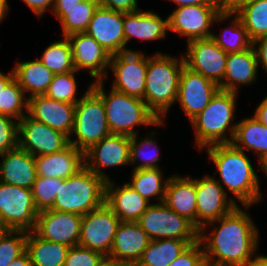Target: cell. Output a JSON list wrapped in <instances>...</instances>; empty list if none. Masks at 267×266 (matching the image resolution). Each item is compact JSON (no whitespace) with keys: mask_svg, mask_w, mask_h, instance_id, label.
I'll return each instance as SVG.
<instances>
[{"mask_svg":"<svg viewBox=\"0 0 267 266\" xmlns=\"http://www.w3.org/2000/svg\"><path fill=\"white\" fill-rule=\"evenodd\" d=\"M210 235L206 229L213 227ZM259 232L249 213L235 206L228 214L199 230L207 263L217 266H246L257 253Z\"/></svg>","mask_w":267,"mask_h":266,"instance_id":"1","label":"cell"},{"mask_svg":"<svg viewBox=\"0 0 267 266\" xmlns=\"http://www.w3.org/2000/svg\"><path fill=\"white\" fill-rule=\"evenodd\" d=\"M203 150H207L216 173L220 175L221 180H216L224 184L223 189L227 195L226 188L234 195L233 201L236 204L235 199L241 202L243 208H250L262 200L259 176L245 151L232 144L211 145Z\"/></svg>","mask_w":267,"mask_h":266,"instance_id":"2","label":"cell"},{"mask_svg":"<svg viewBox=\"0 0 267 266\" xmlns=\"http://www.w3.org/2000/svg\"><path fill=\"white\" fill-rule=\"evenodd\" d=\"M184 66L183 54L176 58L156 52L148 57L143 101L159 120H164L177 101L180 74Z\"/></svg>","mask_w":267,"mask_h":266,"instance_id":"3","label":"cell"},{"mask_svg":"<svg viewBox=\"0 0 267 266\" xmlns=\"http://www.w3.org/2000/svg\"><path fill=\"white\" fill-rule=\"evenodd\" d=\"M105 81L91 83V88L102 98L106 112L107 125L111 134L132 137L138 134L135 126L165 125L164 120L148 108L142 99L128 96L111 88L108 94L104 91Z\"/></svg>","mask_w":267,"mask_h":266,"instance_id":"4","label":"cell"},{"mask_svg":"<svg viewBox=\"0 0 267 266\" xmlns=\"http://www.w3.org/2000/svg\"><path fill=\"white\" fill-rule=\"evenodd\" d=\"M237 94L219 90L206 108L190 121L200 151L211 145L231 144L237 126L234 122Z\"/></svg>","mask_w":267,"mask_h":266,"instance_id":"5","label":"cell"},{"mask_svg":"<svg viewBox=\"0 0 267 266\" xmlns=\"http://www.w3.org/2000/svg\"><path fill=\"white\" fill-rule=\"evenodd\" d=\"M106 180L85 165L67 179H62L53 206L61 212L83 216L105 203Z\"/></svg>","mask_w":267,"mask_h":266,"instance_id":"6","label":"cell"},{"mask_svg":"<svg viewBox=\"0 0 267 266\" xmlns=\"http://www.w3.org/2000/svg\"><path fill=\"white\" fill-rule=\"evenodd\" d=\"M72 134L76 136V139L69 138L70 144L83 153L111 134L107 125L103 100L91 88V84L75 104Z\"/></svg>","mask_w":267,"mask_h":266,"instance_id":"7","label":"cell"},{"mask_svg":"<svg viewBox=\"0 0 267 266\" xmlns=\"http://www.w3.org/2000/svg\"><path fill=\"white\" fill-rule=\"evenodd\" d=\"M231 12L224 5H191L175 8L168 15L169 31L186 37V42L211 38V26L229 20ZM229 18V19H228Z\"/></svg>","mask_w":267,"mask_h":266,"instance_id":"8","label":"cell"},{"mask_svg":"<svg viewBox=\"0 0 267 266\" xmlns=\"http://www.w3.org/2000/svg\"><path fill=\"white\" fill-rule=\"evenodd\" d=\"M137 222L151 240L171 238L186 240L189 244L198 241L199 230L164 202L150 204Z\"/></svg>","mask_w":267,"mask_h":266,"instance_id":"9","label":"cell"},{"mask_svg":"<svg viewBox=\"0 0 267 266\" xmlns=\"http://www.w3.org/2000/svg\"><path fill=\"white\" fill-rule=\"evenodd\" d=\"M38 214L31 189L0 181V217L10 230L33 231Z\"/></svg>","mask_w":267,"mask_h":266,"instance_id":"10","label":"cell"},{"mask_svg":"<svg viewBox=\"0 0 267 266\" xmlns=\"http://www.w3.org/2000/svg\"><path fill=\"white\" fill-rule=\"evenodd\" d=\"M120 223V218L104 203L82 216L78 245L108 257Z\"/></svg>","mask_w":267,"mask_h":266,"instance_id":"11","label":"cell"},{"mask_svg":"<svg viewBox=\"0 0 267 266\" xmlns=\"http://www.w3.org/2000/svg\"><path fill=\"white\" fill-rule=\"evenodd\" d=\"M148 57L142 51L111 55L110 69L115 76L111 88L144 100Z\"/></svg>","mask_w":267,"mask_h":266,"instance_id":"12","label":"cell"},{"mask_svg":"<svg viewBox=\"0 0 267 266\" xmlns=\"http://www.w3.org/2000/svg\"><path fill=\"white\" fill-rule=\"evenodd\" d=\"M69 144L67 135L28 114L18 121V147L34 157L61 151Z\"/></svg>","mask_w":267,"mask_h":266,"instance_id":"13","label":"cell"},{"mask_svg":"<svg viewBox=\"0 0 267 266\" xmlns=\"http://www.w3.org/2000/svg\"><path fill=\"white\" fill-rule=\"evenodd\" d=\"M227 56L212 38L187 42L186 53L183 55L187 68L217 85L223 82Z\"/></svg>","mask_w":267,"mask_h":266,"instance_id":"14","label":"cell"},{"mask_svg":"<svg viewBox=\"0 0 267 266\" xmlns=\"http://www.w3.org/2000/svg\"><path fill=\"white\" fill-rule=\"evenodd\" d=\"M197 229L228 214L236 204L211 174L196 179ZM231 197V198H229Z\"/></svg>","mask_w":267,"mask_h":266,"instance_id":"15","label":"cell"},{"mask_svg":"<svg viewBox=\"0 0 267 266\" xmlns=\"http://www.w3.org/2000/svg\"><path fill=\"white\" fill-rule=\"evenodd\" d=\"M131 137L110 134L84 153L85 166L106 181L110 176L103 171L106 167L130 164Z\"/></svg>","mask_w":267,"mask_h":266,"instance_id":"16","label":"cell"},{"mask_svg":"<svg viewBox=\"0 0 267 266\" xmlns=\"http://www.w3.org/2000/svg\"><path fill=\"white\" fill-rule=\"evenodd\" d=\"M81 223V215L46 209L39 212L33 231L40 238L72 247L79 244Z\"/></svg>","mask_w":267,"mask_h":266,"instance_id":"17","label":"cell"},{"mask_svg":"<svg viewBox=\"0 0 267 266\" xmlns=\"http://www.w3.org/2000/svg\"><path fill=\"white\" fill-rule=\"evenodd\" d=\"M219 90L215 82L184 66L179 79L177 102L191 121L206 108Z\"/></svg>","mask_w":267,"mask_h":266,"instance_id":"18","label":"cell"},{"mask_svg":"<svg viewBox=\"0 0 267 266\" xmlns=\"http://www.w3.org/2000/svg\"><path fill=\"white\" fill-rule=\"evenodd\" d=\"M70 41L73 63L77 72L86 70L95 81L108 78L107 68L111 55L86 32L74 33L67 37Z\"/></svg>","mask_w":267,"mask_h":266,"instance_id":"19","label":"cell"},{"mask_svg":"<svg viewBox=\"0 0 267 266\" xmlns=\"http://www.w3.org/2000/svg\"><path fill=\"white\" fill-rule=\"evenodd\" d=\"M124 13L99 6L95 11L86 33L94 38L110 55L126 51L123 33Z\"/></svg>","mask_w":267,"mask_h":266,"instance_id":"20","label":"cell"},{"mask_svg":"<svg viewBox=\"0 0 267 266\" xmlns=\"http://www.w3.org/2000/svg\"><path fill=\"white\" fill-rule=\"evenodd\" d=\"M28 115L71 138L75 104L56 101L45 95H36L28 98Z\"/></svg>","mask_w":267,"mask_h":266,"instance_id":"21","label":"cell"},{"mask_svg":"<svg viewBox=\"0 0 267 266\" xmlns=\"http://www.w3.org/2000/svg\"><path fill=\"white\" fill-rule=\"evenodd\" d=\"M150 242V237L138 222H121L108 257L118 263L135 266Z\"/></svg>","mask_w":267,"mask_h":266,"instance_id":"22","label":"cell"},{"mask_svg":"<svg viewBox=\"0 0 267 266\" xmlns=\"http://www.w3.org/2000/svg\"><path fill=\"white\" fill-rule=\"evenodd\" d=\"M105 204L120 218L121 222H137L151 204L137 191L124 183L115 186L111 179L106 181Z\"/></svg>","mask_w":267,"mask_h":266,"instance_id":"23","label":"cell"},{"mask_svg":"<svg viewBox=\"0 0 267 266\" xmlns=\"http://www.w3.org/2000/svg\"><path fill=\"white\" fill-rule=\"evenodd\" d=\"M164 203L197 228L196 178L177 174L169 176Z\"/></svg>","mask_w":267,"mask_h":266,"instance_id":"24","label":"cell"},{"mask_svg":"<svg viewBox=\"0 0 267 266\" xmlns=\"http://www.w3.org/2000/svg\"><path fill=\"white\" fill-rule=\"evenodd\" d=\"M0 157V181L31 189L38 176L34 156L17 147L0 154Z\"/></svg>","mask_w":267,"mask_h":266,"instance_id":"25","label":"cell"},{"mask_svg":"<svg viewBox=\"0 0 267 266\" xmlns=\"http://www.w3.org/2000/svg\"><path fill=\"white\" fill-rule=\"evenodd\" d=\"M258 68L253 46L241 52L228 53L220 90L239 93L241 86L256 82Z\"/></svg>","mask_w":267,"mask_h":266,"instance_id":"26","label":"cell"},{"mask_svg":"<svg viewBox=\"0 0 267 266\" xmlns=\"http://www.w3.org/2000/svg\"><path fill=\"white\" fill-rule=\"evenodd\" d=\"M34 160L37 175L47 178L67 179L85 165L84 153L72 144L52 154L35 156Z\"/></svg>","mask_w":267,"mask_h":266,"instance_id":"27","label":"cell"},{"mask_svg":"<svg viewBox=\"0 0 267 266\" xmlns=\"http://www.w3.org/2000/svg\"><path fill=\"white\" fill-rule=\"evenodd\" d=\"M169 31L168 16L164 20L152 11L124 13L123 33L127 45L133 38L144 41L165 39Z\"/></svg>","mask_w":267,"mask_h":266,"instance_id":"28","label":"cell"},{"mask_svg":"<svg viewBox=\"0 0 267 266\" xmlns=\"http://www.w3.org/2000/svg\"><path fill=\"white\" fill-rule=\"evenodd\" d=\"M14 78L23 89L27 99L36 95H45L54 74L41 63L39 58L32 61L16 62L12 68ZM28 92V93H27Z\"/></svg>","mask_w":267,"mask_h":266,"instance_id":"29","label":"cell"},{"mask_svg":"<svg viewBox=\"0 0 267 266\" xmlns=\"http://www.w3.org/2000/svg\"><path fill=\"white\" fill-rule=\"evenodd\" d=\"M70 247L40 238L34 231L27 232L26 252L32 266H64Z\"/></svg>","mask_w":267,"mask_h":266,"instance_id":"30","label":"cell"},{"mask_svg":"<svg viewBox=\"0 0 267 266\" xmlns=\"http://www.w3.org/2000/svg\"><path fill=\"white\" fill-rule=\"evenodd\" d=\"M231 144L242 151L250 149L256 152L260 161L267 155V127L254 116L237 121Z\"/></svg>","mask_w":267,"mask_h":266,"instance_id":"31","label":"cell"},{"mask_svg":"<svg viewBox=\"0 0 267 266\" xmlns=\"http://www.w3.org/2000/svg\"><path fill=\"white\" fill-rule=\"evenodd\" d=\"M189 245L180 239L151 240L135 266H168Z\"/></svg>","mask_w":267,"mask_h":266,"instance_id":"32","label":"cell"},{"mask_svg":"<svg viewBox=\"0 0 267 266\" xmlns=\"http://www.w3.org/2000/svg\"><path fill=\"white\" fill-rule=\"evenodd\" d=\"M99 4L81 1L77 6L64 7V10H52L62 26L63 37L74 33L86 32Z\"/></svg>","mask_w":267,"mask_h":266,"instance_id":"33","label":"cell"},{"mask_svg":"<svg viewBox=\"0 0 267 266\" xmlns=\"http://www.w3.org/2000/svg\"><path fill=\"white\" fill-rule=\"evenodd\" d=\"M161 168L132 170L130 187L150 202L151 198L164 202L166 185L169 177L164 179Z\"/></svg>","mask_w":267,"mask_h":266,"instance_id":"34","label":"cell"},{"mask_svg":"<svg viewBox=\"0 0 267 266\" xmlns=\"http://www.w3.org/2000/svg\"><path fill=\"white\" fill-rule=\"evenodd\" d=\"M231 17L230 26L223 28L224 30L220 32V35H216L214 31L211 35L216 44L227 54L244 51L253 45V41L240 18L234 12H231Z\"/></svg>","mask_w":267,"mask_h":266,"instance_id":"35","label":"cell"},{"mask_svg":"<svg viewBox=\"0 0 267 266\" xmlns=\"http://www.w3.org/2000/svg\"><path fill=\"white\" fill-rule=\"evenodd\" d=\"M53 74L75 71L70 41L67 37L46 47L40 59Z\"/></svg>","mask_w":267,"mask_h":266,"instance_id":"36","label":"cell"},{"mask_svg":"<svg viewBox=\"0 0 267 266\" xmlns=\"http://www.w3.org/2000/svg\"><path fill=\"white\" fill-rule=\"evenodd\" d=\"M235 14L240 18L252 41L267 36V0L245 4Z\"/></svg>","mask_w":267,"mask_h":266,"instance_id":"37","label":"cell"},{"mask_svg":"<svg viewBox=\"0 0 267 266\" xmlns=\"http://www.w3.org/2000/svg\"><path fill=\"white\" fill-rule=\"evenodd\" d=\"M155 135L156 131H151L141 141H138V134L131 137L130 164H136L133 170L160 168V154L158 145L156 144L157 141L154 139ZM145 148H151L153 151L147 150L148 152H146ZM139 159L140 161L142 160L141 163L138 162Z\"/></svg>","mask_w":267,"mask_h":266,"instance_id":"38","label":"cell"},{"mask_svg":"<svg viewBox=\"0 0 267 266\" xmlns=\"http://www.w3.org/2000/svg\"><path fill=\"white\" fill-rule=\"evenodd\" d=\"M0 114L12 117L16 121H20L28 114L27 96L15 78L6 85L0 94Z\"/></svg>","mask_w":267,"mask_h":266,"instance_id":"39","label":"cell"},{"mask_svg":"<svg viewBox=\"0 0 267 266\" xmlns=\"http://www.w3.org/2000/svg\"><path fill=\"white\" fill-rule=\"evenodd\" d=\"M77 71L54 74L52 82L45 93L50 99L76 104L81 97L77 98V81L75 74Z\"/></svg>","mask_w":267,"mask_h":266,"instance_id":"40","label":"cell"},{"mask_svg":"<svg viewBox=\"0 0 267 266\" xmlns=\"http://www.w3.org/2000/svg\"><path fill=\"white\" fill-rule=\"evenodd\" d=\"M59 184H62V179L37 176L31 191L39 212L50 209L53 206L59 190Z\"/></svg>","mask_w":267,"mask_h":266,"instance_id":"41","label":"cell"},{"mask_svg":"<svg viewBox=\"0 0 267 266\" xmlns=\"http://www.w3.org/2000/svg\"><path fill=\"white\" fill-rule=\"evenodd\" d=\"M27 232L10 230L0 238V266H8L26 251Z\"/></svg>","mask_w":267,"mask_h":266,"instance_id":"42","label":"cell"},{"mask_svg":"<svg viewBox=\"0 0 267 266\" xmlns=\"http://www.w3.org/2000/svg\"><path fill=\"white\" fill-rule=\"evenodd\" d=\"M18 147V121L0 114V154Z\"/></svg>","mask_w":267,"mask_h":266,"instance_id":"43","label":"cell"},{"mask_svg":"<svg viewBox=\"0 0 267 266\" xmlns=\"http://www.w3.org/2000/svg\"><path fill=\"white\" fill-rule=\"evenodd\" d=\"M104 256L82 246L70 247L64 266H97Z\"/></svg>","mask_w":267,"mask_h":266,"instance_id":"44","label":"cell"},{"mask_svg":"<svg viewBox=\"0 0 267 266\" xmlns=\"http://www.w3.org/2000/svg\"><path fill=\"white\" fill-rule=\"evenodd\" d=\"M205 262L204 250L198 240L184 249L168 266H202Z\"/></svg>","mask_w":267,"mask_h":266,"instance_id":"45","label":"cell"},{"mask_svg":"<svg viewBox=\"0 0 267 266\" xmlns=\"http://www.w3.org/2000/svg\"><path fill=\"white\" fill-rule=\"evenodd\" d=\"M100 6L123 13H131L140 10L137 0H101Z\"/></svg>","mask_w":267,"mask_h":266,"instance_id":"46","label":"cell"},{"mask_svg":"<svg viewBox=\"0 0 267 266\" xmlns=\"http://www.w3.org/2000/svg\"><path fill=\"white\" fill-rule=\"evenodd\" d=\"M252 46L256 53L258 66H262L267 73V36L256 39Z\"/></svg>","mask_w":267,"mask_h":266,"instance_id":"47","label":"cell"},{"mask_svg":"<svg viewBox=\"0 0 267 266\" xmlns=\"http://www.w3.org/2000/svg\"><path fill=\"white\" fill-rule=\"evenodd\" d=\"M22 1L38 17H42V15L49 9L50 11H52L55 3V0H22Z\"/></svg>","mask_w":267,"mask_h":266,"instance_id":"48","label":"cell"},{"mask_svg":"<svg viewBox=\"0 0 267 266\" xmlns=\"http://www.w3.org/2000/svg\"><path fill=\"white\" fill-rule=\"evenodd\" d=\"M177 5V8L191 5H224V0H169Z\"/></svg>","mask_w":267,"mask_h":266,"instance_id":"49","label":"cell"},{"mask_svg":"<svg viewBox=\"0 0 267 266\" xmlns=\"http://www.w3.org/2000/svg\"><path fill=\"white\" fill-rule=\"evenodd\" d=\"M261 124L267 127V97L257 105L253 115Z\"/></svg>","mask_w":267,"mask_h":266,"instance_id":"50","label":"cell"},{"mask_svg":"<svg viewBox=\"0 0 267 266\" xmlns=\"http://www.w3.org/2000/svg\"><path fill=\"white\" fill-rule=\"evenodd\" d=\"M256 1L259 0H224V9L235 13L243 5Z\"/></svg>","mask_w":267,"mask_h":266,"instance_id":"51","label":"cell"},{"mask_svg":"<svg viewBox=\"0 0 267 266\" xmlns=\"http://www.w3.org/2000/svg\"><path fill=\"white\" fill-rule=\"evenodd\" d=\"M83 0H55L53 10H64V7L77 6Z\"/></svg>","mask_w":267,"mask_h":266,"instance_id":"52","label":"cell"},{"mask_svg":"<svg viewBox=\"0 0 267 266\" xmlns=\"http://www.w3.org/2000/svg\"><path fill=\"white\" fill-rule=\"evenodd\" d=\"M8 266H32L29 254L25 251L17 259L13 260Z\"/></svg>","mask_w":267,"mask_h":266,"instance_id":"53","label":"cell"},{"mask_svg":"<svg viewBox=\"0 0 267 266\" xmlns=\"http://www.w3.org/2000/svg\"><path fill=\"white\" fill-rule=\"evenodd\" d=\"M14 78V72H8L7 74L0 71V94L6 87V85Z\"/></svg>","mask_w":267,"mask_h":266,"instance_id":"54","label":"cell"},{"mask_svg":"<svg viewBox=\"0 0 267 266\" xmlns=\"http://www.w3.org/2000/svg\"><path fill=\"white\" fill-rule=\"evenodd\" d=\"M246 266H267V255H256Z\"/></svg>","mask_w":267,"mask_h":266,"instance_id":"55","label":"cell"},{"mask_svg":"<svg viewBox=\"0 0 267 266\" xmlns=\"http://www.w3.org/2000/svg\"><path fill=\"white\" fill-rule=\"evenodd\" d=\"M9 11L8 0H0V23L3 22Z\"/></svg>","mask_w":267,"mask_h":266,"instance_id":"56","label":"cell"},{"mask_svg":"<svg viewBox=\"0 0 267 266\" xmlns=\"http://www.w3.org/2000/svg\"><path fill=\"white\" fill-rule=\"evenodd\" d=\"M97 266H128V265H125V264H122V263H118L117 261L112 260V259L109 258V257H104V258L98 263Z\"/></svg>","mask_w":267,"mask_h":266,"instance_id":"57","label":"cell"},{"mask_svg":"<svg viewBox=\"0 0 267 266\" xmlns=\"http://www.w3.org/2000/svg\"><path fill=\"white\" fill-rule=\"evenodd\" d=\"M10 229L6 226L2 218L0 217V238L3 237Z\"/></svg>","mask_w":267,"mask_h":266,"instance_id":"58","label":"cell"},{"mask_svg":"<svg viewBox=\"0 0 267 266\" xmlns=\"http://www.w3.org/2000/svg\"><path fill=\"white\" fill-rule=\"evenodd\" d=\"M259 163H260V167H261V168L259 167V169H262V171L267 176V155L263 159H261L259 161Z\"/></svg>","mask_w":267,"mask_h":266,"instance_id":"59","label":"cell"},{"mask_svg":"<svg viewBox=\"0 0 267 266\" xmlns=\"http://www.w3.org/2000/svg\"><path fill=\"white\" fill-rule=\"evenodd\" d=\"M83 1H89V2H94L96 4L100 5L101 0H83Z\"/></svg>","mask_w":267,"mask_h":266,"instance_id":"60","label":"cell"},{"mask_svg":"<svg viewBox=\"0 0 267 266\" xmlns=\"http://www.w3.org/2000/svg\"><path fill=\"white\" fill-rule=\"evenodd\" d=\"M202 266H217V265H213V264L205 262Z\"/></svg>","mask_w":267,"mask_h":266,"instance_id":"61","label":"cell"}]
</instances>
